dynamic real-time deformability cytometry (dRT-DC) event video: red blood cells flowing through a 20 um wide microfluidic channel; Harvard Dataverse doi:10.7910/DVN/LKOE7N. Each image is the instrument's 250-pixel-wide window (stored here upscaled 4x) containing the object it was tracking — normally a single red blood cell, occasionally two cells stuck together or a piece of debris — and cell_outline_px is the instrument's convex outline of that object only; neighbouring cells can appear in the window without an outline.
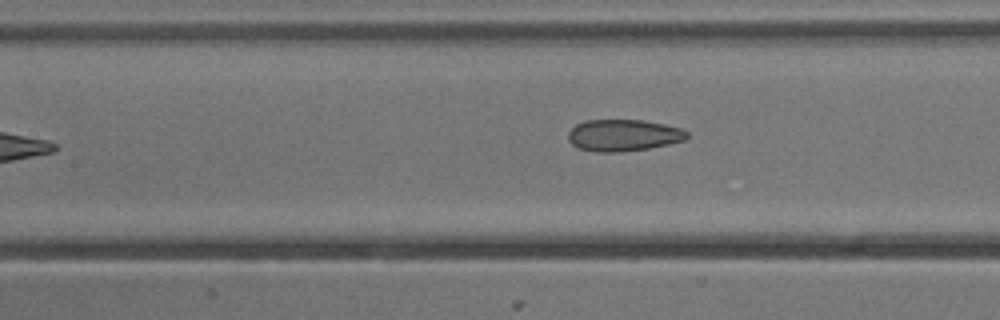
{"species": "common noctule bat (a hibernating species)", "species_latin": "Nyctalus noctula", "temperature_condition": "cold", "stored_images_in_passage": 6, "camera_frame_rate_fps": 3000, "um_per_image_px": 0.085, "animal": {"sex": "male", "body_mass_g": 13.3}, "frame": {"image": 1, "passage_image": 6, "time_ms": 1.667, "image_size_px": [1000, 320], "cell_outline_px": [[688, 136], [684, 140], [668, 144], [648, 148], [616, 152], [596, 152], [580, 148], [572, 144], [568, 140], [568, 132], [576, 124], [584, 120], [644, 120], [664, 124], [680, 128], [688, 132]], "centroid_in_image_um": [52.97, 11.49], "position_along_channel_um": 154.4, "area_um2": 21.85}}